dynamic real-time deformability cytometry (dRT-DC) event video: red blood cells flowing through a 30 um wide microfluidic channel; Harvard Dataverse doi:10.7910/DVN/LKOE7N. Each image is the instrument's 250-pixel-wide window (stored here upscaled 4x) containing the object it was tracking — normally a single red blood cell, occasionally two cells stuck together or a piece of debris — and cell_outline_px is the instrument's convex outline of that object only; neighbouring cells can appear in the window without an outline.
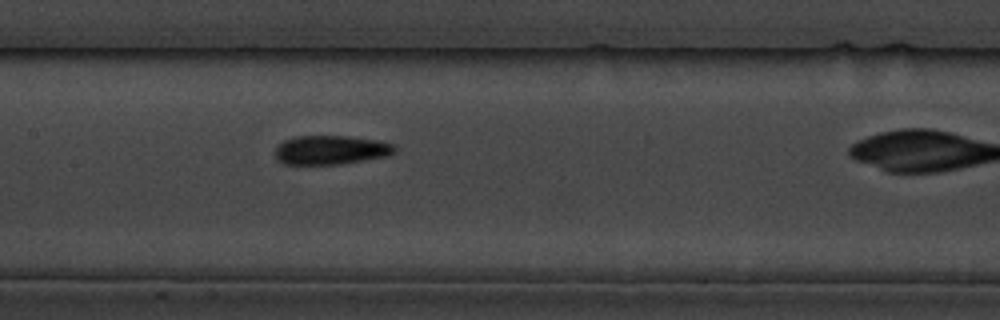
{"species": "common noctule bat (a hibernating species)", "species_latin": "Nyctalus noctula", "temperature_condition": "cold", "stored_images_in_passage": 5, "camera_frame_rate_fps": 3000, "um_per_image_px": 0.085, "animal": {"sex": "male", "body_mass_g": 19.5, "forearm_length_mm": 54.6}, "frame": {"image": 1, "passage_image": 4, "time_ms": 3.333, "image_size_px": [1000, 320], "cell_outline_px": [[396, 152], [388, 156], [340, 164], [284, 164], [276, 156], [276, 148], [284, 140], [292, 136], [348, 136], [376, 140], [396, 144]], "centroid_in_image_um": [28.16, 12.74], "position_along_channel_um": 179.2, "area_um2": 20.23}}